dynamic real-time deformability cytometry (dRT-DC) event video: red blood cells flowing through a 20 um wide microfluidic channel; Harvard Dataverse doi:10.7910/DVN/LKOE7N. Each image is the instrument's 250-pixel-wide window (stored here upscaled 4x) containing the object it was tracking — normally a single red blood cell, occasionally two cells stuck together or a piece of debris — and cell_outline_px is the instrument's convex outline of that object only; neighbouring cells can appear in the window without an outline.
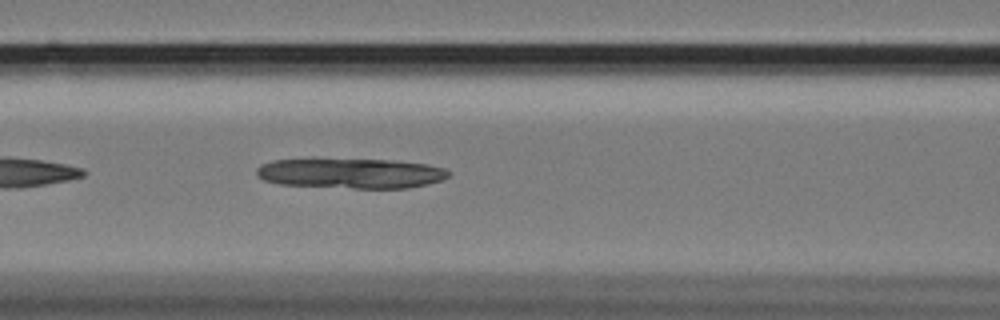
{"species": "Egyptian fruit bat (a non-hibernating species)", "species_latin": "Rousettus aegyptiacus", "temperature_condition": "cold", "stored_images_in_passage": 40, "camera_frame_rate_fps": 3000, "um_per_image_px": 0.085, "animal": {"sex": "female"}, "frame": {"image": 1, "passage_image": 7, "time_ms": 2.0, "image_size_px": [1000, 320], "cell_outline_px": [[452, 172], [448, 176], [440, 180], [408, 188], [352, 188], [280, 184], [264, 180], [256, 176], [256, 168], [260, 164], [272, 160], [312, 156], [392, 160], [428, 164], [444, 168]], "centroid_in_image_um": [29.71, 14.67], "position_along_channel_um": 136.9, "area_um2": 35.03}}
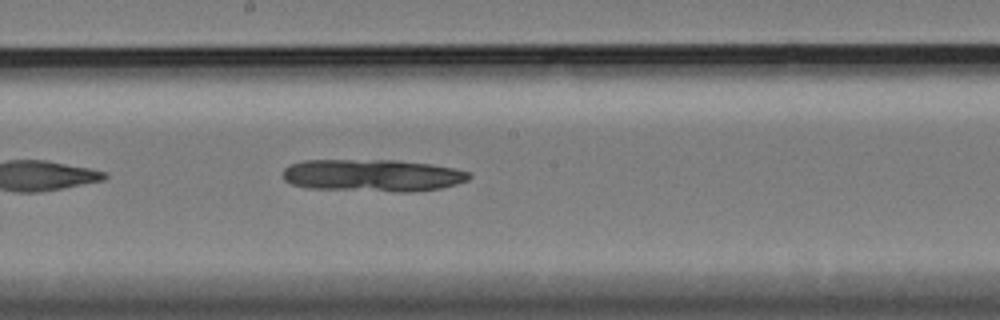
{"frame": {"image": 2, "passage_image": 14, "time_ms": 4.333, "image_size_px": [1000, 320], "cell_outline_px": [[472, 176], [468, 180], [456, 184], [440, 188], [412, 192], [396, 192], [308, 188], [292, 184], [284, 180], [284, 168], [292, 164], [304, 160], [396, 160], [428, 164], [452, 168], [472, 172]], "centroid_in_image_um": [31.69, 14.91], "position_along_channel_um": 216.5, "area_um2": 35.08}}
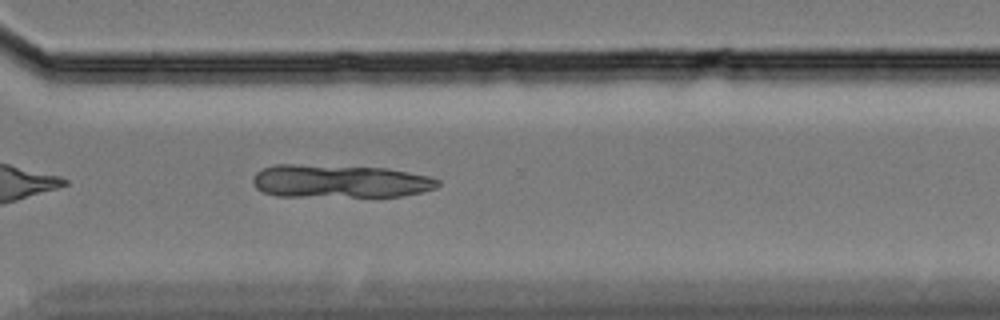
{"frame": {"image": 3, "passage_image": 25, "time_ms": 8.0, "image_size_px": [1000, 320], "cell_outline_px": [[440, 184], [436, 188], [420, 192], [400, 196], [276, 196], [264, 192], [256, 188], [252, 180], [256, 172], [260, 168], [276, 164], [296, 164], [384, 168], [428, 176], [440, 180]], "centroid_in_image_um": [28.83, 15.4], "position_along_channel_um": 341.8, "area_um2": 35.55}}